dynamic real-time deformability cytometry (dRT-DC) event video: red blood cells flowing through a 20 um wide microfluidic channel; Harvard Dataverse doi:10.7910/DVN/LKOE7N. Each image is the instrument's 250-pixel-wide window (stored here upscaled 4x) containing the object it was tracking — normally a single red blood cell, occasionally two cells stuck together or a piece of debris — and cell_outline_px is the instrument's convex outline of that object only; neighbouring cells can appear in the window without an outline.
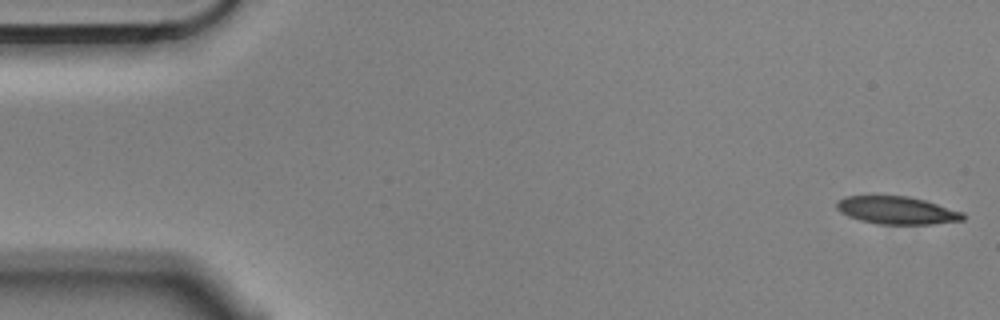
{"species": "Egyptian fruit bat (a non-hibernating species)", "species_latin": "Rousettus aegyptiacus", "temperature_condition": "cold", "stored_images_in_passage": 7, "camera_frame_rate_fps": 3000, "um_per_image_px": 0.085, "animal": {"sex": "male"}, "frame": {"image": 1, "passage_image": 1, "time_ms": 0.0, "image_size_px": [1000, 320], "cell_outline_px": [[964, 220], [932, 224], [876, 224], [860, 220], [848, 216], [840, 212], [836, 208], [836, 200], [844, 196], [908, 196], [924, 200], [964, 212]], "centroid_in_image_um": [76.21, 17.88], "position_along_channel_um": 8.8, "area_um2": 20.46}}
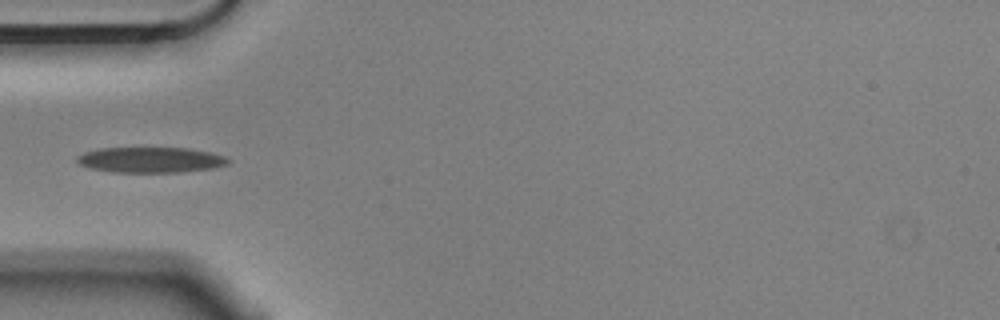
{"frame": {"image": 2, "passage_image": 5, "time_ms": 1.333, "image_size_px": [1000, 320], "cell_outline_px": [[228, 164], [212, 168], [176, 172], [112, 172], [88, 168], [80, 164], [76, 160], [76, 156], [84, 152], [100, 148], [188, 148], [208, 152], [224, 156], [228, 160]], "centroid_in_image_um": [12.73, 13.59], "position_along_channel_um": 72.3, "area_um2": 22.31}}
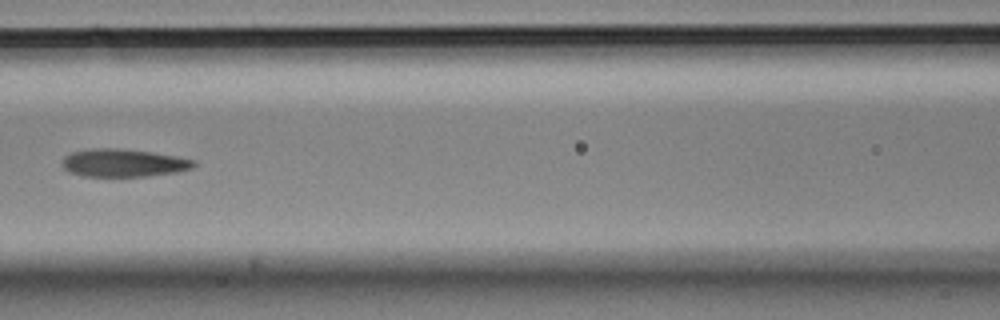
{"frame": {"image": 3, "passage_image": 7, "time_ms": 2.0, "image_size_px": [1000, 320], "cell_outline_px": [[196, 164], [192, 168], [180, 172], [148, 176], [84, 176], [68, 172], [60, 164], [60, 160], [64, 156], [72, 152], [100, 148], [116, 148], [152, 152], [176, 156], [196, 160]], "centroid_in_image_um": [10.5, 13.85], "position_along_channel_um": 156.1, "area_um2": 21.5}}